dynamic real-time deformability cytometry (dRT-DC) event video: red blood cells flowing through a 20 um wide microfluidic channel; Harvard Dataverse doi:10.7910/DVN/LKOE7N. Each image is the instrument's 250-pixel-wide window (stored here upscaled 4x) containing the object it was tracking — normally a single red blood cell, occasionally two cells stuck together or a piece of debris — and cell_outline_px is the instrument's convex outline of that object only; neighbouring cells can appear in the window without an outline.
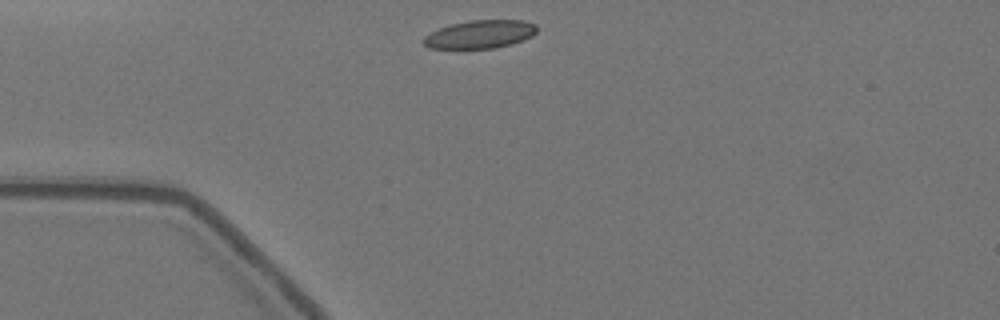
{"species": "Egyptian fruit bat (a non-hibernating species)", "species_latin": "Rousettus aegyptiacus", "temperature_condition": "warm", "stored_images_in_passage": 31, "camera_frame_rate_fps": 3000, "um_per_image_px": 0.085, "animal": {"sex": "female"}, "frame": {"image": 1, "passage_image": 1, "time_ms": 0.0, "image_size_px": [1000, 320], "cell_outline_px": [[536, 32], [532, 36], [524, 40], [512, 44], [492, 48], [428, 48], [424, 44], [424, 36], [440, 28], [452, 24], [468, 20], [524, 20], [536, 24]], "centroid_in_image_um": [40.84, 2.91], "position_along_channel_um": 44.2, "area_um2": 18.5}}
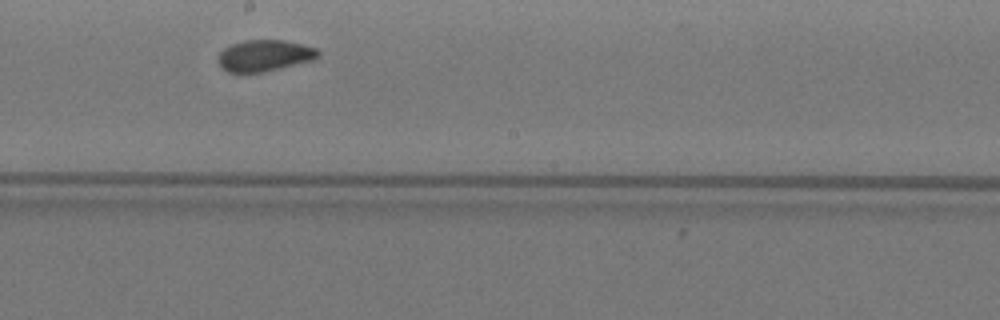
{"frame": {"image": 2, "passage_image": 18, "time_ms": 5.667, "image_size_px": [1000, 320], "cell_outline_px": [[320, 56], [312, 60], [260, 72], [228, 72], [220, 64], [220, 52], [224, 48], [232, 44], [244, 40], [284, 40], [316, 48], [320, 52]], "centroid_in_image_um": [22.5, 4.7], "position_along_channel_um": 225.7, "area_um2": 17.8}}
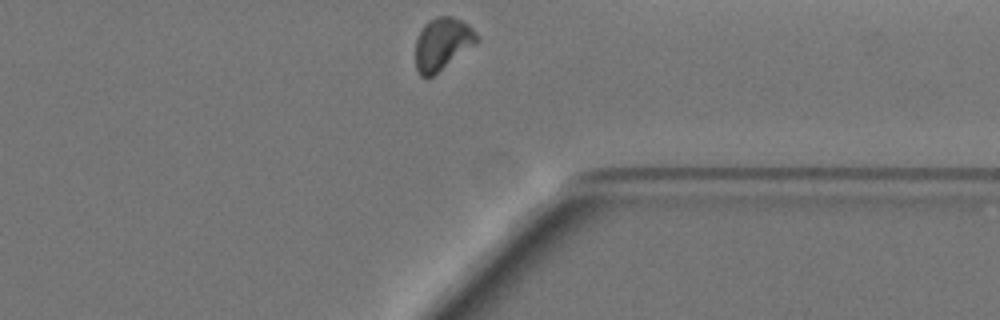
{"frame": {"image": 3, "passage_image": 31, "time_ms": 10.0, "image_size_px": [1000, 320], "cell_outline_px": [[480, 40], [432, 76], [420, 76], [416, 68], [416, 40], [424, 24], [428, 20], [436, 16], [452, 16], [468, 24], [480, 36]], "centroid_in_image_um": [37.61, 3.69], "position_along_channel_um": 373.8, "area_um2": 18.5}, "authors_computed_cell_mechanics": {"area_um2": 18.6116, "velocity_mm_per_s": 3.5179, "shape_relaxation_time_tau1_ms": 9.3309, "shape_relaxation_time_tau2_ms": 0.8214, "deformation_change_tau1": 0.1689, "deformation_change_tau2": 0.057}}